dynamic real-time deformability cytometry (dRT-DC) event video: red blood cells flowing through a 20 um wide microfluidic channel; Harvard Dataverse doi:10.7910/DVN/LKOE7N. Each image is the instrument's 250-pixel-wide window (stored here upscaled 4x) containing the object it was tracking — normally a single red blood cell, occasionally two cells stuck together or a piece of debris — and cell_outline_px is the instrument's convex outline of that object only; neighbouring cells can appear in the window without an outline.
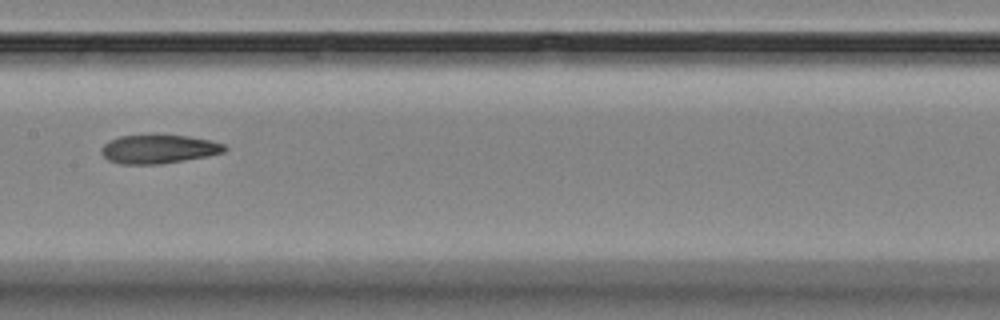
{"species": "Egyptian fruit bat (a non-hibernating species)", "species_latin": "Rousettus aegyptiacus", "temperature_condition": "room temperature", "stored_images_in_passage": 13, "camera_frame_rate_fps": 3000, "um_per_image_px": 0.085, "animal": {"sex": "female"}, "frame": {"image": 1, "passage_image": 5, "time_ms": 5.0, "image_size_px": [1000, 320], "cell_outline_px": [[228, 148], [224, 152], [208, 156], [160, 164], [120, 164], [108, 160], [100, 152], [100, 148], [108, 140], [120, 136], [188, 136], [212, 140], [224, 144]], "centroid_in_image_um": [13.48, 12.68], "position_along_channel_um": 193.9, "area_um2": 20.52}}
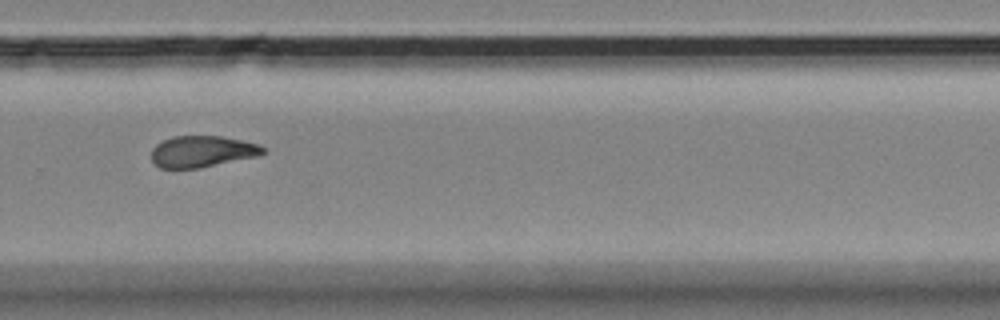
{"frame": {"image": 2, "passage_image": 8, "time_ms": 8.333, "image_size_px": [1000, 320], "cell_outline_px": [[264, 152], [260, 156], [200, 168], [160, 168], [152, 160], [152, 148], [156, 144], [172, 136], [220, 136], [260, 144], [264, 148]], "centroid_in_image_um": [17.2, 12.88], "position_along_channel_um": 312.6, "area_um2": 20.46}}
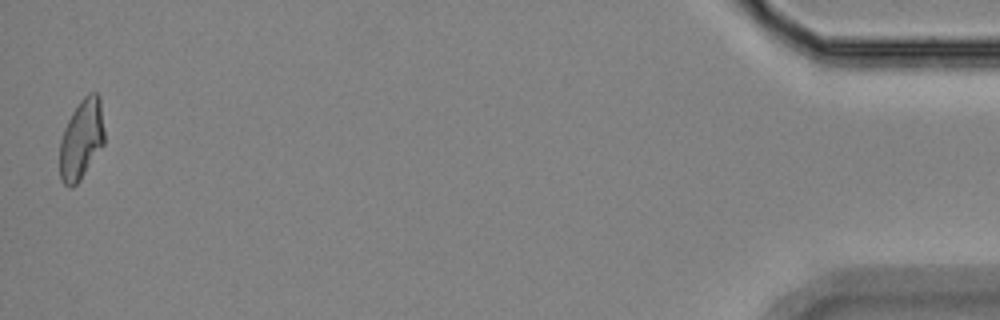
{"frame": {"image": 3, "passage_image": 13, "time_ms": 14.0, "image_size_px": [1000, 320], "cell_outline_px": [[104, 144], [80, 180], [72, 188], [68, 188], [60, 180], [60, 140], [64, 128], [72, 112], [80, 100], [88, 92], [96, 92], [100, 96], [104, 132]], "centroid_in_image_um": [6.92, 11.84], "position_along_channel_um": 428.3, "area_um2": 20.98}, "authors_computed_cell_mechanics": {"area_um2": 20.9814, "velocity_mm_per_s": 3.5811, "shape_relaxation_time_tau1_ms": null, "shape_relaxation_time_tau2_ms": 4.2591, "deformation_change_tau1": null, "deformation_change_tau2": 0.1051}}